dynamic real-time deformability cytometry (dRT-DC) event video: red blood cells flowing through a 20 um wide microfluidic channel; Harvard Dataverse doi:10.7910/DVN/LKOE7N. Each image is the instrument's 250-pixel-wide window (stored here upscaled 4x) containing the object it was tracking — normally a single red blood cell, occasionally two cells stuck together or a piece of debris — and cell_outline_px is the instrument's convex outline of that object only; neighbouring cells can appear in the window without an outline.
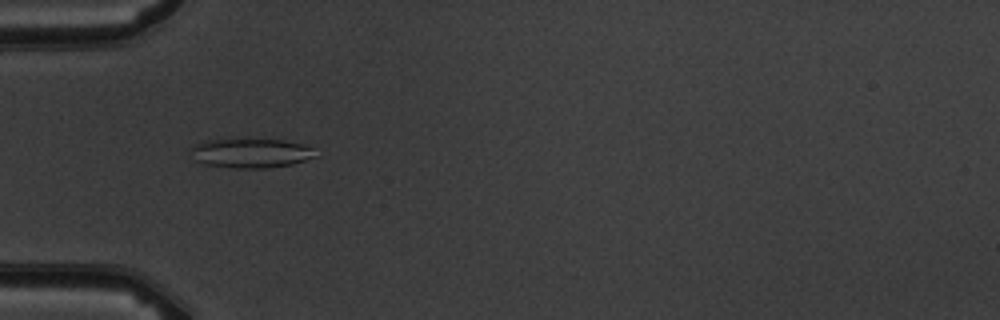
{"species": "common noctule bat (a hibernating species)", "species_latin": "Nyctalus noctula", "temperature_condition": "warm", "stored_images_in_passage": 6, "camera_frame_rate_fps": 3000, "um_per_image_px": 0.085, "animal": {"sex": "male", "body_mass_g": 19.5, "forearm_length_mm": 54.6}, "frame": {"image": 1, "passage_image": 4, "time_ms": 4.333, "image_size_px": [1000, 320], "cell_outline_px": [[312, 156], [304, 160], [292, 164], [264, 168], [232, 168], [204, 164], [196, 160], [188, 148], [196, 144], [208, 140], [228, 136], [284, 140], [304, 144], [312, 148]], "centroid_in_image_um": [21.22, 12.96], "position_along_channel_um": 63.8, "area_um2": 21.96}}